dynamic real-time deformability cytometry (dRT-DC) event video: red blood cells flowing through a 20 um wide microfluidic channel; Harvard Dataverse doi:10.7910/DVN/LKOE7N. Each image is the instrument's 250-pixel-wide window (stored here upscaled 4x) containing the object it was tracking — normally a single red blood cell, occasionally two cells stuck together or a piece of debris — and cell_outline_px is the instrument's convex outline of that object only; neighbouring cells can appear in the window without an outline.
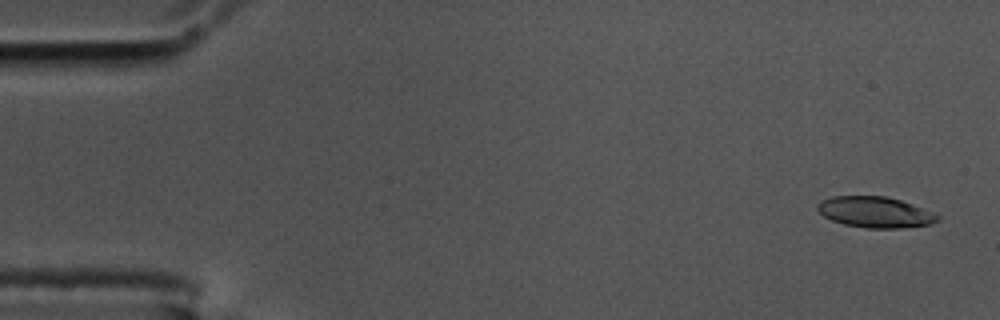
{"species": "common noctule bat (a hibernating species)", "species_latin": "Nyctalus noctula", "temperature_condition": "cold", "stored_images_in_passage": 56, "camera_frame_rate_fps": 3000, "um_per_image_px": 0.085, "animal": {"sex": "male", "body_mass_g": 17.5, "forearm_length_mm": 52.3}, "frame": {"image": 1, "passage_image": 1, "time_ms": 0.0, "image_size_px": [1000, 320], "cell_outline_px": [[940, 220], [932, 224], [900, 228], [864, 228], [844, 224], [832, 220], [824, 216], [816, 208], [816, 204], [832, 196], [884, 196], [900, 200], [912, 204], [940, 216]], "centroid_in_image_um": [74.38, 18.04], "position_along_channel_um": 10.6, "area_um2": 21.5}}
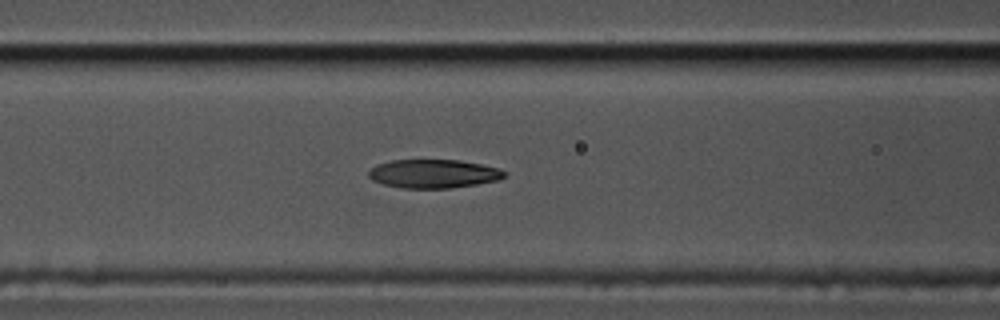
{"frame": {"image": 2, "passage_image": 22, "time_ms": 7.0, "image_size_px": [1000, 320], "cell_outline_px": [[504, 176], [500, 180], [452, 188], [404, 188], [384, 184], [372, 180], [368, 176], [368, 172], [376, 164], [392, 160], [460, 160], [500, 168], [504, 172]], "centroid_in_image_um": [36.84, 14.76], "position_along_channel_um": 129.8, "area_um2": 22.6}}
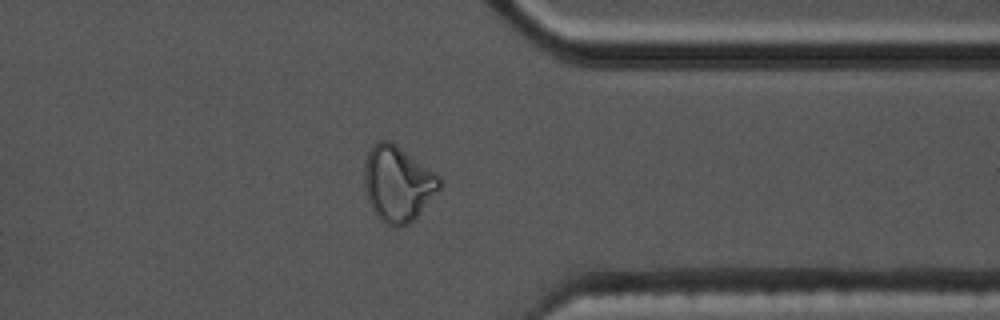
{"frame": {"image": 3, "passage_image": 44, "time_ms": 14.333, "image_size_px": [1000, 320], "cell_outline_px": [[444, 180], [440, 188], [420, 212], [408, 224], [400, 228], [392, 228], [384, 224], [376, 216], [368, 200], [364, 188], [364, 164], [368, 152], [372, 144], [376, 140], [388, 140], [436, 172]], "centroid_in_image_um": [33.79, 15.63], "position_along_channel_um": 377.6, "area_um2": 33.41}, "authors_computed_cell_mechanics": {"area_um2": 23.409, "velocity_mm_per_s": 3.4672, "shape_relaxation_time_tau1_ms": null, "shape_relaxation_time_tau2_ms": 4.2215, "deformation_change_tau1": null, "deformation_change_tau2": 0.119}}